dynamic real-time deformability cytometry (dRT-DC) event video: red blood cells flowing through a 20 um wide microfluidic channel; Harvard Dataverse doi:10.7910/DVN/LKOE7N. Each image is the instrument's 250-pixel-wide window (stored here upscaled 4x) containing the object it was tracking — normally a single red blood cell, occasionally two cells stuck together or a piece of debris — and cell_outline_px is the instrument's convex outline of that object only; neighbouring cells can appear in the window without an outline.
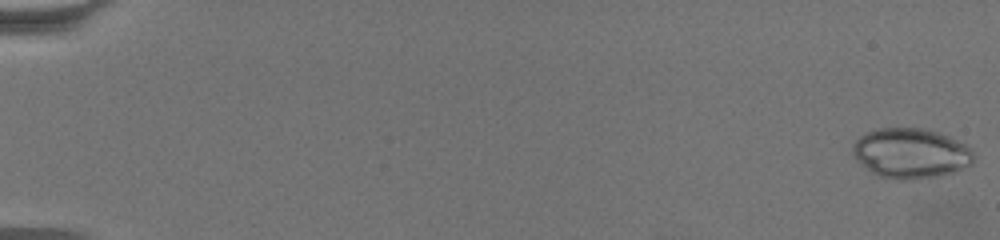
{"species": "common noctule bat (a hibernating species)", "species_latin": "Nyctalus noctula", "temperature_condition": "warm", "stored_images_in_passage": 63, "camera_frame_rate_fps": 3000, "um_per_image_px": 0.085, "animal": {"sex": "female", "body_mass_g": 19.5, "forearm_length_mm": 54.1}, "frame": {"image": 1, "passage_image": 1, "time_ms": 0.0, "image_size_px": [1000, 240], "cell_outline_px": [[976, 156], [972, 164], [952, 172], [936, 176], [904, 180], [900, 180], [880, 176], [872, 172], [856, 160], [852, 152], [852, 144], [860, 136], [868, 132], [880, 128], [928, 128], [968, 144], [976, 152]], "centroid_in_image_um": [77.46, 13.01], "position_along_channel_um": 7.5, "area_um2": 35.49}}
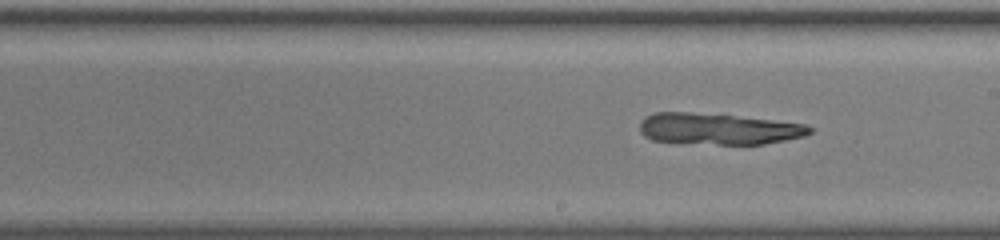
{"frame": {"image": 2, "passage_image": 38, "time_ms": 12.333, "image_size_px": [1000, 240], "cell_outline_px": [[816, 128], [812, 132], [804, 136], [764, 144], [720, 144], [652, 140], [644, 136], [640, 132], [640, 120], [644, 116], [656, 112], [692, 112], [772, 120], [804, 124]], "centroid_in_image_um": [61.05, 10.95], "position_along_channel_um": 228.0, "area_um2": 30.75}}
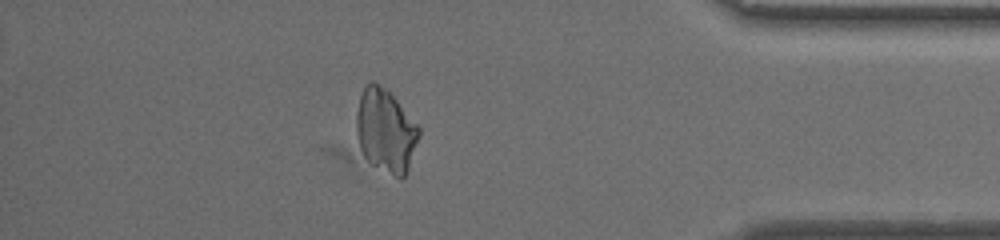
{"frame": {"image": 3, "passage_image": 56, "time_ms": 18.333, "image_size_px": [1000, 240], "cell_outline_px": [[420, 136], [408, 168], [404, 176], [400, 180], [372, 164], [364, 156], [360, 148], [356, 132], [356, 112], [360, 96], [364, 84], [368, 80], [372, 80], [388, 88], [420, 128]], "centroid_in_image_um": [32.77, 11.06], "position_along_channel_um": 402.4, "area_um2": 30.81}}